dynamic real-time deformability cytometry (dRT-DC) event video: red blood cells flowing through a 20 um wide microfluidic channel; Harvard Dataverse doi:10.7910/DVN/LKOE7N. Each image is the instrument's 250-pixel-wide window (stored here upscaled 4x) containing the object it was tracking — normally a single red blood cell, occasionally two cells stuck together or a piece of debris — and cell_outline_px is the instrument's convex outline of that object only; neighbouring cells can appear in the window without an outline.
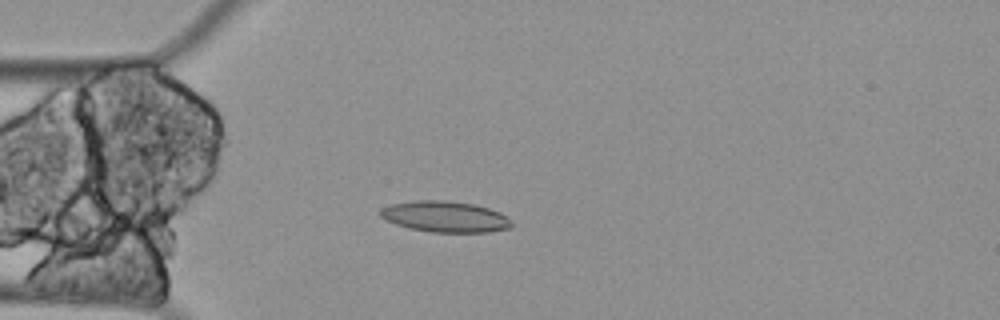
{"species": "Egyptian fruit bat (a non-hibernating species)", "species_latin": "Rousettus aegyptiacus", "temperature_condition": "cold", "stored_images_in_passage": 49, "camera_frame_rate_fps": 3000, "um_per_image_px": 0.085, "animal": {"sex": "female"}, "frame": {"image": 1, "passage_image": 5, "time_ms": 1.333, "image_size_px": [1000, 320], "cell_outline_px": [[512, 228], [488, 232], [432, 232], [408, 228], [396, 224], [380, 216], [380, 208], [392, 204], [416, 200], [448, 200], [472, 204], [488, 208], [500, 212], [508, 216], [512, 220]], "centroid_in_image_um": [37.87, 18.42], "position_along_channel_um": 47.1, "area_um2": 23.81}}
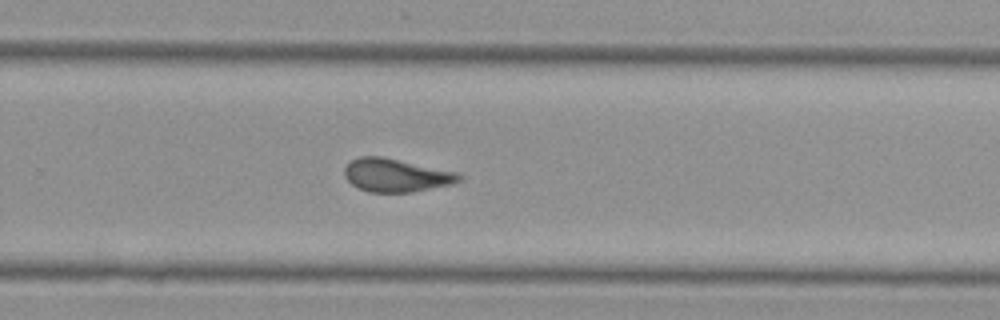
{"frame": {"image": 2, "passage_image": 28, "time_ms": 9.0, "image_size_px": [1000, 320], "cell_outline_px": [[464, 176], [460, 180], [452, 184], [412, 192], [368, 192], [352, 184], [344, 176], [344, 168], [352, 160], [360, 156], [380, 156], [460, 172]], "centroid_in_image_um": [33.7, 14.89], "position_along_channel_um": 296.1, "area_um2": 22.2}}
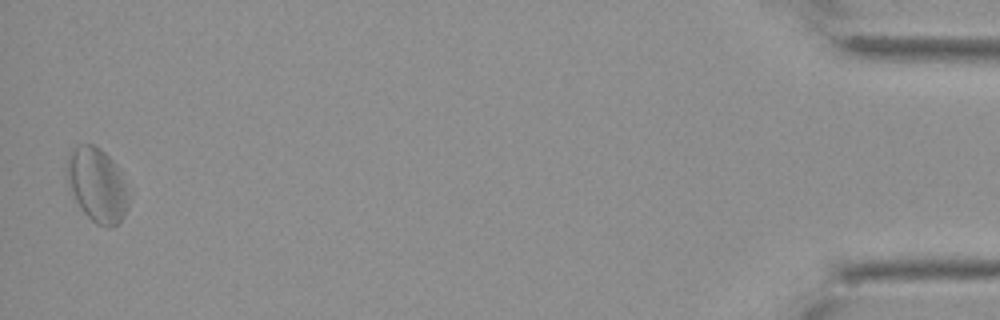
{"frame": {"image": 3, "passage_image": 48, "time_ms": 15.667, "image_size_px": [1000, 320], "cell_outline_px": [[128, 208], [120, 224], [112, 228], [108, 228], [96, 224], [84, 212], [76, 200], [72, 192], [64, 172], [64, 164], [68, 152], [72, 148], [80, 144], [92, 144], [100, 148], [120, 168], [124, 184], [128, 204]], "centroid_in_image_um": [8.22, 15.7], "position_along_channel_um": 427.0, "area_um2": 26.93}, "authors_computed_cell_mechanics": {"area_um2": 22.0218, "velocity_mm_per_s": 3.285, "shape_relaxation_time_tau1_ms": null, "shape_relaxation_time_tau2_ms": 4.2177, "deformation_change_tau1": null, "deformation_change_tau2": 0.1091}}